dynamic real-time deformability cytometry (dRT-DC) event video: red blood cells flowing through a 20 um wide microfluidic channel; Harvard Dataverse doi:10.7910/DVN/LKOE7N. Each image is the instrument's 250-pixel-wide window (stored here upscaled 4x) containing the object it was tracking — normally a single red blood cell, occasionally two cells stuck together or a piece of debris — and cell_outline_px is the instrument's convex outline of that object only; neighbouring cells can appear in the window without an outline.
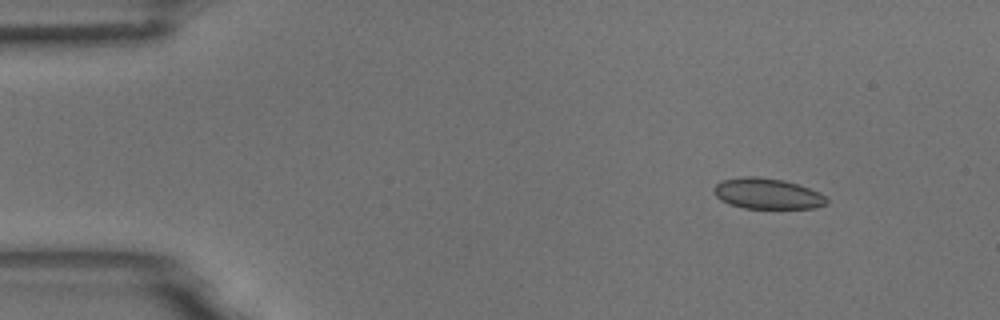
{"species": "common noctule bat (a hibernating species)", "species_latin": "Nyctalus noctula", "temperature_condition": "room temperature", "stored_images_in_passage": 5, "camera_frame_rate_fps": 3000, "um_per_image_px": 0.085, "animal": {"sex": "male", "body_mass_g": 18.8}, "frame": {"image": 1, "passage_image": 1, "time_ms": 0.0, "image_size_px": [1000, 320], "cell_outline_px": [[828, 204], [816, 208], [744, 208], [728, 204], [720, 200], [716, 196], [716, 184], [724, 180], [744, 176], [756, 176], [784, 180], [820, 192], [828, 200]], "centroid_in_image_um": [65.25, 16.47], "position_along_channel_um": 19.7, "area_um2": 20.06}}
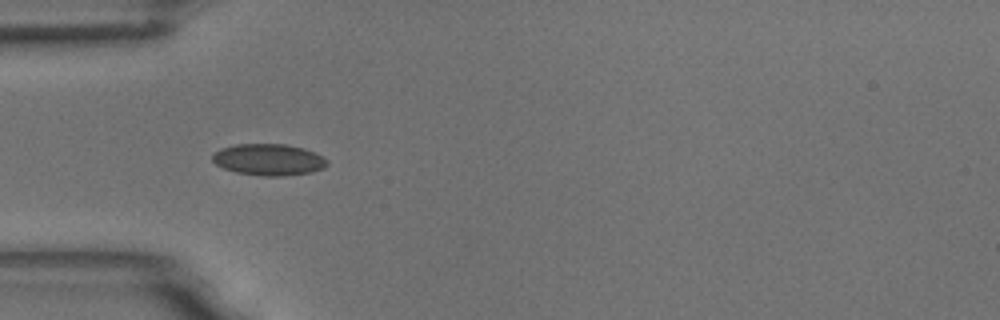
{"frame": {"image": 2, "passage_image": 4, "time_ms": 1.0, "image_size_px": [1000, 320], "cell_outline_px": [[328, 164], [324, 168], [312, 172], [284, 176], [264, 176], [236, 172], [224, 168], [216, 164], [212, 160], [212, 156], [220, 148], [236, 144], [284, 144], [304, 148], [324, 156], [328, 160]], "centroid_in_image_um": [22.87, 13.57], "position_along_channel_um": 62.1, "area_um2": 21.15}}
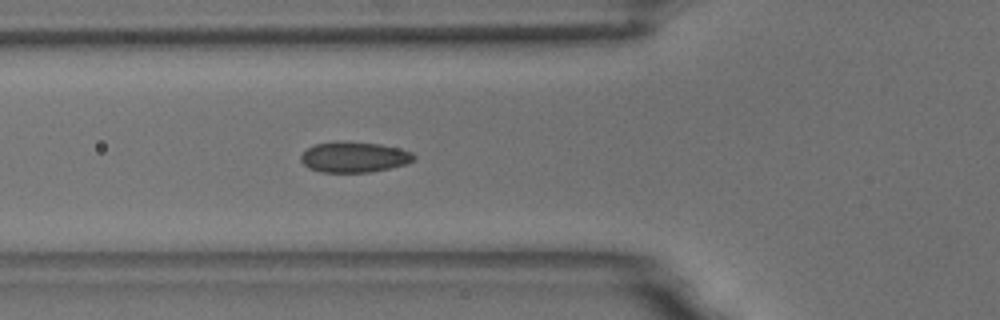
{"frame": {"image": 3, "passage_image": 5, "time_ms": 1.333, "image_size_px": [1000, 320], "cell_outline_px": [[416, 160], [404, 164], [388, 168], [368, 172], [320, 172], [308, 168], [300, 160], [300, 156], [312, 144], [336, 140], [380, 144], [400, 148], [412, 152], [416, 156]], "centroid_in_image_um": [30.08, 13.33], "position_along_channel_um": 95.7, "area_um2": 20.35}}